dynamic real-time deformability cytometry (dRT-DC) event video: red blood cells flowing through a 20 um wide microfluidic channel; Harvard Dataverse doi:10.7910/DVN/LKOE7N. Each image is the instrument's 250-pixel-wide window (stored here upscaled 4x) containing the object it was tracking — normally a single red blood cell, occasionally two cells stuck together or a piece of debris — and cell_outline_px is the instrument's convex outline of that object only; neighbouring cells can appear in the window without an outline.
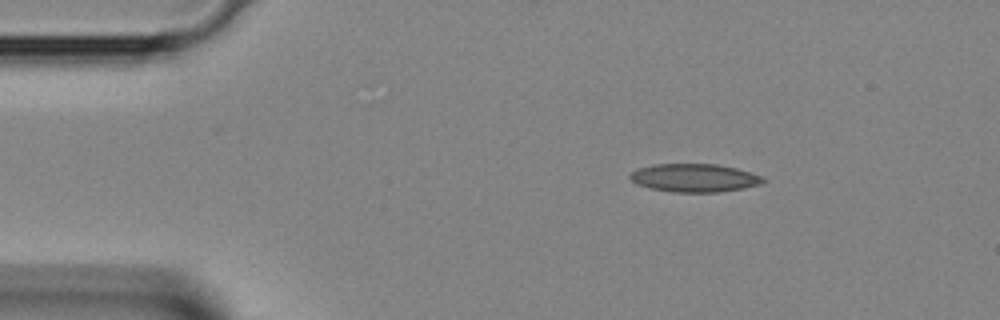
{"species": "Egyptian fruit bat (a non-hibernating species)", "species_latin": "Rousettus aegyptiacus", "temperature_condition": "room temperature", "stored_images_in_passage": 3, "segment_of_instrument_passage": [1, 2], "camera_frame_rate_fps": 3000, "um_per_image_px": 0.085, "animal": {"sex": "female"}, "frame": {"image": 1, "passage_image": 1, "time_ms": 0.0, "image_size_px": [1000, 320], "cell_outline_px": [[768, 180], [760, 184], [744, 188], [720, 192], [672, 192], [652, 188], [636, 184], [628, 176], [636, 168], [656, 164], [716, 164], [736, 168], [760, 176]], "centroid_in_image_um": [59.01, 15.12], "position_along_channel_um": 26.0, "area_um2": 21.79}}